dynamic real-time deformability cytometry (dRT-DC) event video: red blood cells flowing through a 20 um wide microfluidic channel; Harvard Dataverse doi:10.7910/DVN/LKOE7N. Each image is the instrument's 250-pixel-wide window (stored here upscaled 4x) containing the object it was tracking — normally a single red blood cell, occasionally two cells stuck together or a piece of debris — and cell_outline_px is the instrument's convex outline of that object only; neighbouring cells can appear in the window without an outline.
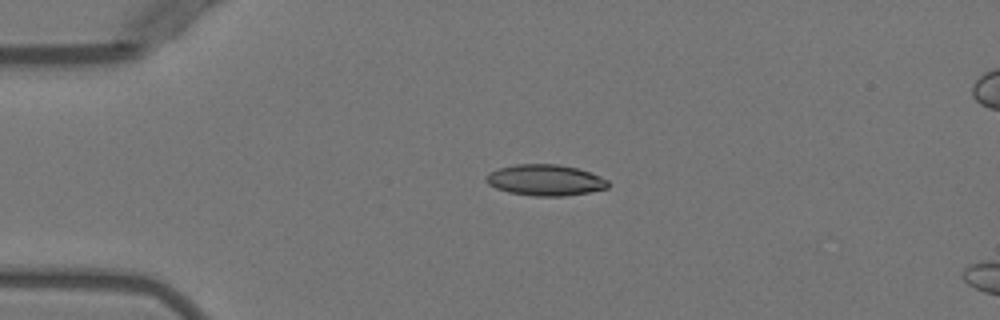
{"species": "Egyptian fruit bat (a non-hibernating species)", "species_latin": "Rousettus aegyptiacus", "temperature_condition": "warm", "stored_images_in_passage": 5, "camera_frame_rate_fps": 3000, "um_per_image_px": 0.085, "animal": {"sex": "female"}, "frame": {"image": 1, "passage_image": 3, "time_ms": 2.333, "image_size_px": [1000, 320], "cell_outline_px": [[608, 188], [588, 192], [564, 196], [536, 196], [508, 192], [496, 188], [488, 184], [484, 180], [484, 176], [488, 172], [500, 168], [516, 164], [556, 164], [576, 168], [600, 176], [608, 180]], "centroid_in_image_um": [46.3, 15.31], "position_along_channel_um": 38.7, "area_um2": 22.02}}
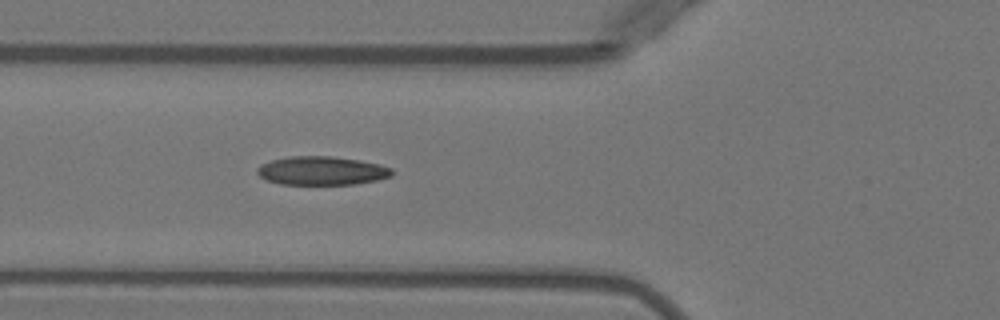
{"frame": {"image": 2, "passage_image": 5, "time_ms": 4.667, "image_size_px": [1000, 320], "cell_outline_px": [[392, 176], [376, 180], [356, 184], [280, 184], [268, 180], [260, 176], [256, 172], [256, 168], [260, 164], [272, 160], [288, 156], [332, 156], [360, 160], [380, 164], [392, 168]], "centroid_in_image_um": [27.35, 14.5], "position_along_channel_um": 98.5, "area_um2": 22.54}}